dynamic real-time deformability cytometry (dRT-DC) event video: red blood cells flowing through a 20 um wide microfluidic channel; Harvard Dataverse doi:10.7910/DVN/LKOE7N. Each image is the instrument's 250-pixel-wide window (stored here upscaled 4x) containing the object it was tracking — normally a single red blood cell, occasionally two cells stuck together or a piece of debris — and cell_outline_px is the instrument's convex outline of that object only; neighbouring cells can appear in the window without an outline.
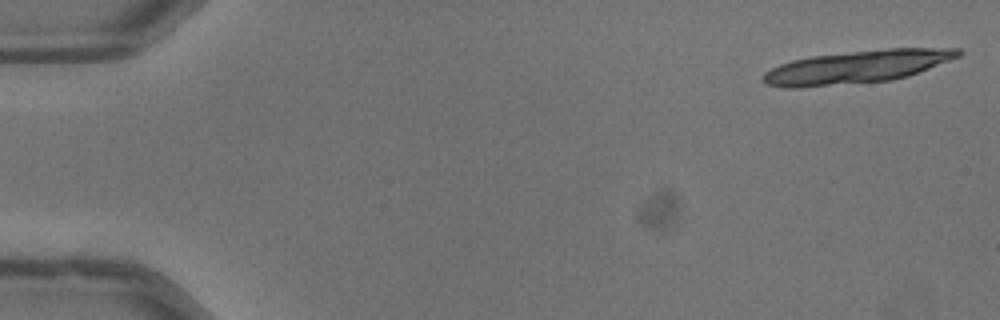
{"species": "common noctule bat (a hibernating species)", "species_latin": "Nyctalus noctula", "temperature_condition": "warm", "stored_images_in_passage": 18, "camera_frame_rate_fps": 3000, "um_per_image_px": 0.085, "animal": {"sex": "male", "body_mass_g": 13.3}, "frame": {"image": 1, "passage_image": 1, "time_ms": 0.0, "image_size_px": [1000, 320], "cell_outline_px": [[964, 52], [960, 56], [908, 76], [892, 80], [800, 88], [784, 88], [764, 84], [764, 72], [780, 64], [792, 60], [812, 56], [888, 48], [960, 48]], "centroid_in_image_um": [72.84, 5.69], "position_along_channel_um": 12.2, "area_um2": 37.22}}